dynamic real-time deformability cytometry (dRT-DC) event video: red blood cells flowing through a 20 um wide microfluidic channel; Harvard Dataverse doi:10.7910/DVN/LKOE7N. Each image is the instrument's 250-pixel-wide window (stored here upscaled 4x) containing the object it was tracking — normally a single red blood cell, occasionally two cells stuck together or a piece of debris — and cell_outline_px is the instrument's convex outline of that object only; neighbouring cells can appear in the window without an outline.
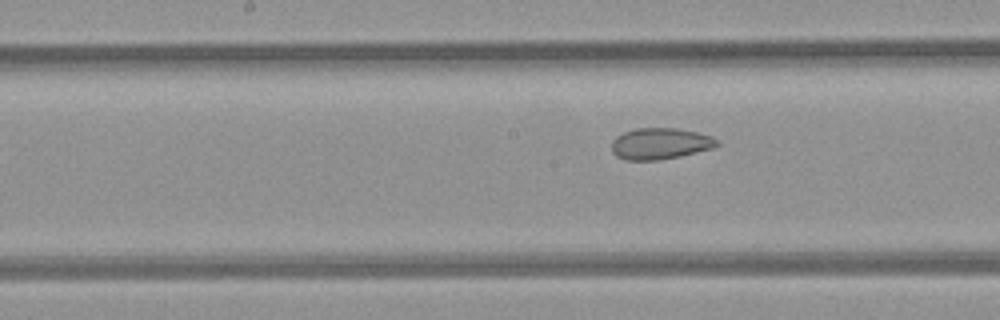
{"species": "common noctule bat (a hibernating species)", "species_latin": "Nyctalus noctula", "temperature_condition": "room temperature", "stored_images_in_passage": 6, "camera_frame_rate_fps": 3000, "um_per_image_px": 0.085, "animal": {"sex": "female", "body_mass_g": 21.9}, "frame": {"image": 1, "passage_image": 6, "time_ms": 5.667, "image_size_px": [1000, 320], "cell_outline_px": [[720, 144], [712, 148], [680, 156], [660, 160], [624, 160], [616, 156], [612, 152], [612, 140], [616, 136], [624, 132], [636, 128], [676, 128], [696, 132], [712, 136]], "centroid_in_image_um": [56.08, 12.21], "position_along_channel_um": 192.1, "area_um2": 19.25}}